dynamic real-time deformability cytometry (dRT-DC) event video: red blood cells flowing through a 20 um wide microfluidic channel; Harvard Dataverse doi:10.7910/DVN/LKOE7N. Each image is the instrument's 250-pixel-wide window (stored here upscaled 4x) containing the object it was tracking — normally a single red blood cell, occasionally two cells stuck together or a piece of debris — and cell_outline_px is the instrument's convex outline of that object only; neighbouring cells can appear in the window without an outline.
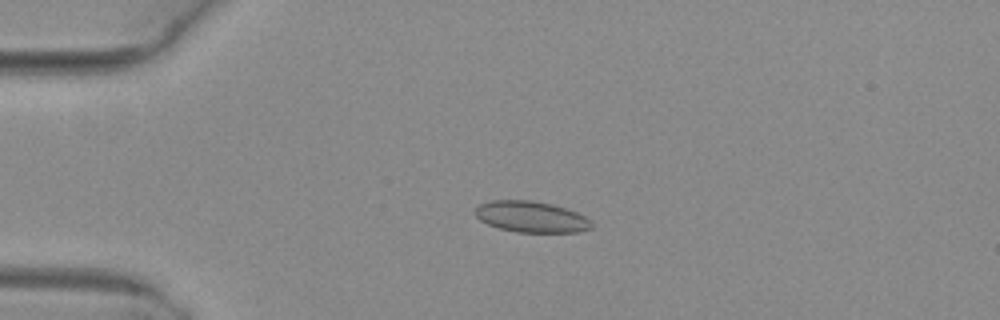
{"species": "common noctule bat (a hibernating species)", "species_latin": "Nyctalus noctula", "temperature_condition": "warm", "stored_images_in_passage": 6, "camera_frame_rate_fps": 3000, "um_per_image_px": 0.085, "animal": {"sex": "female", "body_mass_g": 29.2, "forearm_length_mm": 56.3}, "frame": {"image": 1, "passage_image": 4, "time_ms": 1.0, "image_size_px": [1000, 320], "cell_outline_px": [[592, 228], [580, 232], [516, 232], [500, 228], [488, 224], [480, 220], [472, 212], [480, 204], [492, 200], [532, 200], [552, 204], [576, 212], [592, 220]], "centroid_in_image_um": [45.15, 18.43], "position_along_channel_um": 39.8, "area_um2": 21.15}}
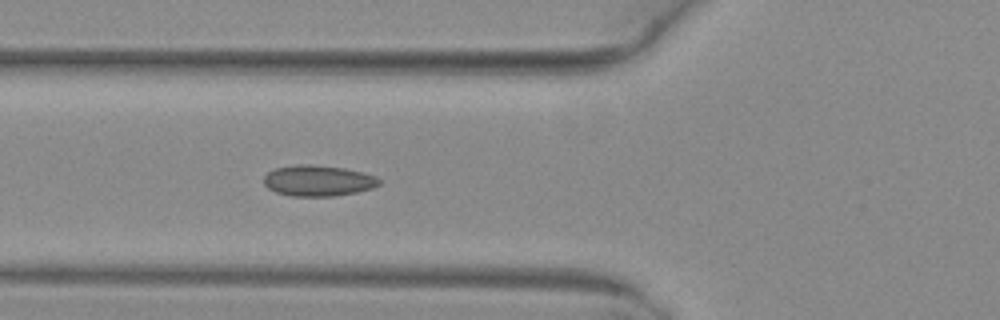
{"frame": {"image": 2, "passage_image": 6, "time_ms": 1.667, "image_size_px": [1000, 320], "cell_outline_px": [[380, 184], [372, 188], [356, 192], [336, 196], [292, 196], [276, 192], [268, 188], [264, 184], [264, 176], [268, 172], [276, 168], [296, 164], [308, 164], [344, 168], [364, 172], [376, 176], [380, 180]], "centroid_in_image_um": [27.05, 15.35], "position_along_channel_um": 98.8, "area_um2": 20.81}}